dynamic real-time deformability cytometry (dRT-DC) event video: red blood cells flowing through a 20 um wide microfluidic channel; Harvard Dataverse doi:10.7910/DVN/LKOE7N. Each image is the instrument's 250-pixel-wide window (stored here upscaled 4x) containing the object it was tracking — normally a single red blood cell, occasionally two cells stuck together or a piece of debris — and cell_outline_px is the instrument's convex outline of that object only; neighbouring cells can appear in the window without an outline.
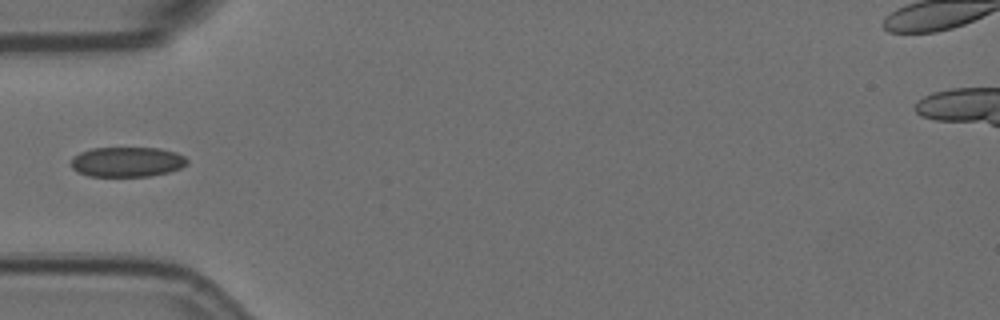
{"species": "Egyptian fruit bat (a non-hibernating species)", "species_latin": "Rousettus aegyptiacus", "temperature_condition": "room temperature", "stored_images_in_passage": 9, "camera_frame_rate_fps": 3000, "um_per_image_px": 0.085, "animal": {"sex": "female"}, "frame": {"image": 1, "passage_image": 1, "time_ms": 0.0, "image_size_px": [1000, 320], "cell_outline_px": [[188, 164], [180, 168], [168, 172], [148, 176], [88, 176], [72, 168], [72, 156], [80, 152], [92, 148], [160, 148], [176, 152], [184, 156], [188, 160]], "centroid_in_image_um": [10.82, 13.75], "position_along_channel_um": 74.2, "area_um2": 20.23}}
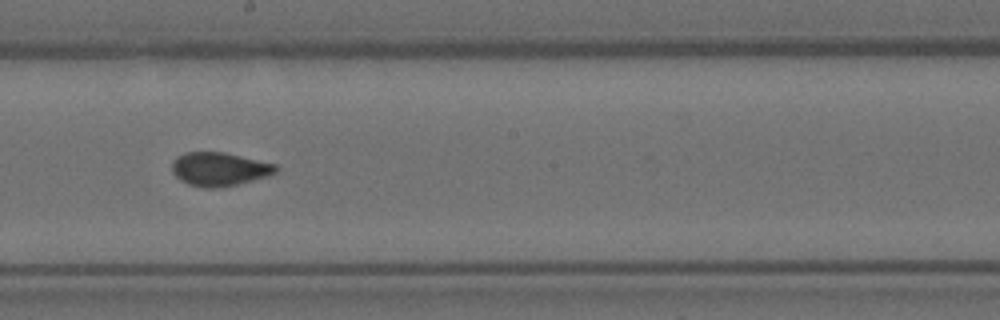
{"frame": {"image": 2, "passage_image": 5, "time_ms": 1.333, "image_size_px": [1000, 320], "cell_outline_px": [[276, 172], [268, 176], [236, 184], [216, 188], [204, 188], [188, 184], [180, 180], [172, 172], [172, 160], [176, 156], [184, 152], [224, 152], [276, 164]], "centroid_in_image_um": [18.59, 14.37], "position_along_channel_um": 229.6, "area_um2": 20.29}}
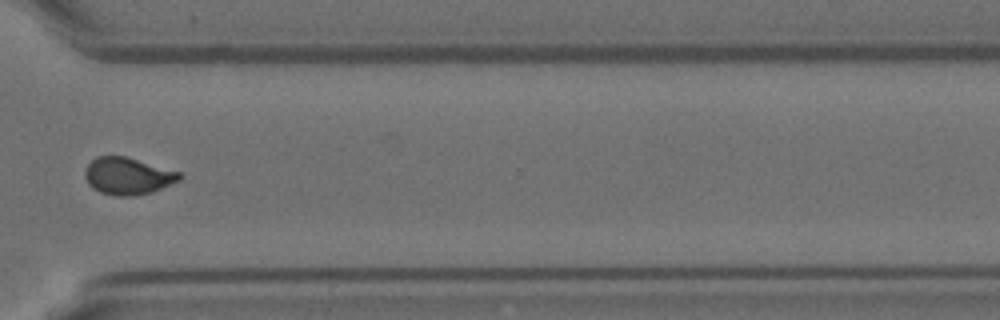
{"frame": {"image": 3, "passage_image": 8, "time_ms": 2.333, "image_size_px": [1000, 320], "cell_outline_px": [[184, 176], [180, 180], [152, 192], [136, 196], [116, 196], [100, 192], [92, 188], [88, 184], [84, 176], [84, 172], [88, 164], [96, 156], [124, 156], [180, 172]], "centroid_in_image_um": [10.85, 14.97], "position_along_channel_um": 359.8, "area_um2": 20.46}}